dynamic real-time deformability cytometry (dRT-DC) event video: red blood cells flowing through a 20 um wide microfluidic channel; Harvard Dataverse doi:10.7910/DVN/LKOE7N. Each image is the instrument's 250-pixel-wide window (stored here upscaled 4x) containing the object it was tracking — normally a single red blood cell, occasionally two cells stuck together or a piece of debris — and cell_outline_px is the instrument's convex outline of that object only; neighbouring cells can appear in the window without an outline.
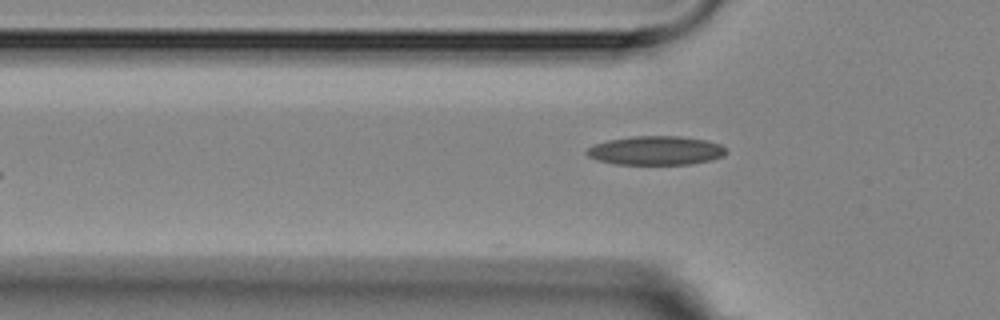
{"species": "Egyptian fruit bat (a non-hibernating species)", "species_latin": "Rousettus aegyptiacus", "temperature_condition": "room temperature", "stored_images_in_passage": 6, "camera_frame_rate_fps": 3000, "um_per_image_px": 0.085, "animal": {"sex": "female"}, "frame": {"image": 1, "passage_image": 5, "time_ms": 5.667, "image_size_px": [1000, 320], "cell_outline_px": [[728, 152], [724, 156], [712, 160], [692, 164], [616, 164], [600, 160], [588, 156], [584, 152], [592, 144], [608, 140], [632, 136], [680, 136], [708, 140], [720, 144], [728, 148]], "centroid_in_image_um": [55.8, 12.79], "position_along_channel_um": 70.0, "area_um2": 23.76}}
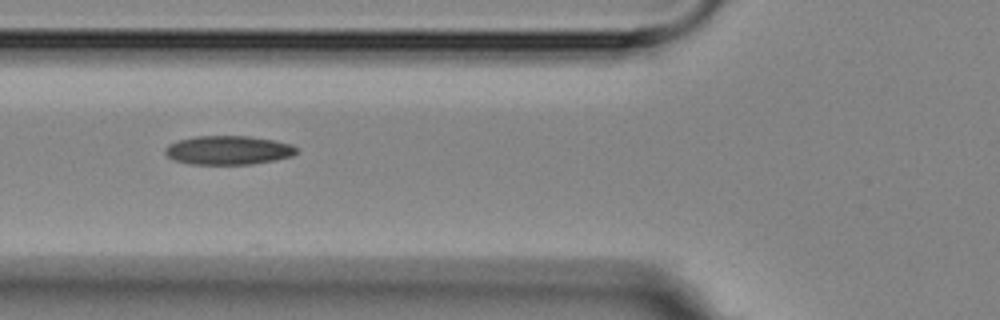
{"frame": {"image": 2, "passage_image": 6, "time_ms": 6.667, "image_size_px": [1000, 320], "cell_outline_px": [[296, 152], [292, 156], [276, 160], [252, 164], [192, 164], [172, 160], [164, 152], [164, 148], [168, 144], [176, 140], [196, 136], [248, 136], [272, 140], [292, 144], [296, 148]], "centroid_in_image_um": [19.36, 12.76], "position_along_channel_um": 106.4, "area_um2": 22.2}}